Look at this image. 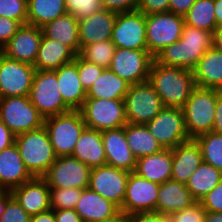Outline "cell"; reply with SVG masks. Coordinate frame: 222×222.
I'll use <instances>...</instances> for the list:
<instances>
[{"label": "cell", "mask_w": 222, "mask_h": 222, "mask_svg": "<svg viewBox=\"0 0 222 222\" xmlns=\"http://www.w3.org/2000/svg\"><path fill=\"white\" fill-rule=\"evenodd\" d=\"M214 33L184 25L182 36L162 49L154 60L161 65L193 70L202 56L213 48Z\"/></svg>", "instance_id": "obj_1"}, {"label": "cell", "mask_w": 222, "mask_h": 222, "mask_svg": "<svg viewBox=\"0 0 222 222\" xmlns=\"http://www.w3.org/2000/svg\"><path fill=\"white\" fill-rule=\"evenodd\" d=\"M148 81L164 107L182 108L196 87L192 70L164 66L155 60L152 61Z\"/></svg>", "instance_id": "obj_2"}, {"label": "cell", "mask_w": 222, "mask_h": 222, "mask_svg": "<svg viewBox=\"0 0 222 222\" xmlns=\"http://www.w3.org/2000/svg\"><path fill=\"white\" fill-rule=\"evenodd\" d=\"M15 144L33 177H42L58 157L44 126L15 136Z\"/></svg>", "instance_id": "obj_3"}, {"label": "cell", "mask_w": 222, "mask_h": 222, "mask_svg": "<svg viewBox=\"0 0 222 222\" xmlns=\"http://www.w3.org/2000/svg\"><path fill=\"white\" fill-rule=\"evenodd\" d=\"M217 104V89L196 86L182 107L190 139L211 132Z\"/></svg>", "instance_id": "obj_4"}, {"label": "cell", "mask_w": 222, "mask_h": 222, "mask_svg": "<svg viewBox=\"0 0 222 222\" xmlns=\"http://www.w3.org/2000/svg\"><path fill=\"white\" fill-rule=\"evenodd\" d=\"M44 127L55 153L60 156H71L75 145L87 127L79 110L50 116L44 119Z\"/></svg>", "instance_id": "obj_5"}, {"label": "cell", "mask_w": 222, "mask_h": 222, "mask_svg": "<svg viewBox=\"0 0 222 222\" xmlns=\"http://www.w3.org/2000/svg\"><path fill=\"white\" fill-rule=\"evenodd\" d=\"M29 99L44 118L71 111L63 101L53 70H36Z\"/></svg>", "instance_id": "obj_6"}, {"label": "cell", "mask_w": 222, "mask_h": 222, "mask_svg": "<svg viewBox=\"0 0 222 222\" xmlns=\"http://www.w3.org/2000/svg\"><path fill=\"white\" fill-rule=\"evenodd\" d=\"M44 119L29 96L0 98V120L15 136L41 128Z\"/></svg>", "instance_id": "obj_7"}, {"label": "cell", "mask_w": 222, "mask_h": 222, "mask_svg": "<svg viewBox=\"0 0 222 222\" xmlns=\"http://www.w3.org/2000/svg\"><path fill=\"white\" fill-rule=\"evenodd\" d=\"M185 25L184 16L168 12L146 15V42L155 57L166 46L177 42Z\"/></svg>", "instance_id": "obj_8"}, {"label": "cell", "mask_w": 222, "mask_h": 222, "mask_svg": "<svg viewBox=\"0 0 222 222\" xmlns=\"http://www.w3.org/2000/svg\"><path fill=\"white\" fill-rule=\"evenodd\" d=\"M79 111L86 126L97 131L127 124L124 100L86 98Z\"/></svg>", "instance_id": "obj_9"}, {"label": "cell", "mask_w": 222, "mask_h": 222, "mask_svg": "<svg viewBox=\"0 0 222 222\" xmlns=\"http://www.w3.org/2000/svg\"><path fill=\"white\" fill-rule=\"evenodd\" d=\"M127 123L146 124L164 108L149 81L132 84L124 97Z\"/></svg>", "instance_id": "obj_10"}, {"label": "cell", "mask_w": 222, "mask_h": 222, "mask_svg": "<svg viewBox=\"0 0 222 222\" xmlns=\"http://www.w3.org/2000/svg\"><path fill=\"white\" fill-rule=\"evenodd\" d=\"M146 126L164 149L175 148L190 140L183 110L179 107H164Z\"/></svg>", "instance_id": "obj_11"}, {"label": "cell", "mask_w": 222, "mask_h": 222, "mask_svg": "<svg viewBox=\"0 0 222 222\" xmlns=\"http://www.w3.org/2000/svg\"><path fill=\"white\" fill-rule=\"evenodd\" d=\"M91 168L72 156H60L42 176L50 188H81L89 186Z\"/></svg>", "instance_id": "obj_12"}, {"label": "cell", "mask_w": 222, "mask_h": 222, "mask_svg": "<svg viewBox=\"0 0 222 222\" xmlns=\"http://www.w3.org/2000/svg\"><path fill=\"white\" fill-rule=\"evenodd\" d=\"M160 184L130 172L120 211L127 217L137 213L156 212Z\"/></svg>", "instance_id": "obj_13"}, {"label": "cell", "mask_w": 222, "mask_h": 222, "mask_svg": "<svg viewBox=\"0 0 222 222\" xmlns=\"http://www.w3.org/2000/svg\"><path fill=\"white\" fill-rule=\"evenodd\" d=\"M36 69L0 52V98L29 96Z\"/></svg>", "instance_id": "obj_14"}, {"label": "cell", "mask_w": 222, "mask_h": 222, "mask_svg": "<svg viewBox=\"0 0 222 222\" xmlns=\"http://www.w3.org/2000/svg\"><path fill=\"white\" fill-rule=\"evenodd\" d=\"M154 57L148 50L116 48L109 69L128 83L148 81Z\"/></svg>", "instance_id": "obj_15"}, {"label": "cell", "mask_w": 222, "mask_h": 222, "mask_svg": "<svg viewBox=\"0 0 222 222\" xmlns=\"http://www.w3.org/2000/svg\"><path fill=\"white\" fill-rule=\"evenodd\" d=\"M111 41L116 48L148 50L146 42V15L138 10L117 13Z\"/></svg>", "instance_id": "obj_16"}, {"label": "cell", "mask_w": 222, "mask_h": 222, "mask_svg": "<svg viewBox=\"0 0 222 222\" xmlns=\"http://www.w3.org/2000/svg\"><path fill=\"white\" fill-rule=\"evenodd\" d=\"M129 174L109 165L91 168L88 188L121 208Z\"/></svg>", "instance_id": "obj_17"}, {"label": "cell", "mask_w": 222, "mask_h": 222, "mask_svg": "<svg viewBox=\"0 0 222 222\" xmlns=\"http://www.w3.org/2000/svg\"><path fill=\"white\" fill-rule=\"evenodd\" d=\"M42 29L22 25L0 52L10 59L34 65L42 39Z\"/></svg>", "instance_id": "obj_18"}, {"label": "cell", "mask_w": 222, "mask_h": 222, "mask_svg": "<svg viewBox=\"0 0 222 222\" xmlns=\"http://www.w3.org/2000/svg\"><path fill=\"white\" fill-rule=\"evenodd\" d=\"M101 136L106 154V165L128 172L135 171L137 159L128 146L125 126L101 131Z\"/></svg>", "instance_id": "obj_19"}, {"label": "cell", "mask_w": 222, "mask_h": 222, "mask_svg": "<svg viewBox=\"0 0 222 222\" xmlns=\"http://www.w3.org/2000/svg\"><path fill=\"white\" fill-rule=\"evenodd\" d=\"M117 19V13L102 9L78 21L80 50L88 45L110 40Z\"/></svg>", "instance_id": "obj_20"}, {"label": "cell", "mask_w": 222, "mask_h": 222, "mask_svg": "<svg viewBox=\"0 0 222 222\" xmlns=\"http://www.w3.org/2000/svg\"><path fill=\"white\" fill-rule=\"evenodd\" d=\"M13 197L30 215L48 211L50 208V187L42 177H33L12 191Z\"/></svg>", "instance_id": "obj_21"}, {"label": "cell", "mask_w": 222, "mask_h": 222, "mask_svg": "<svg viewBox=\"0 0 222 222\" xmlns=\"http://www.w3.org/2000/svg\"><path fill=\"white\" fill-rule=\"evenodd\" d=\"M32 178L15 143L0 151V188L3 191H12Z\"/></svg>", "instance_id": "obj_22"}, {"label": "cell", "mask_w": 222, "mask_h": 222, "mask_svg": "<svg viewBox=\"0 0 222 222\" xmlns=\"http://www.w3.org/2000/svg\"><path fill=\"white\" fill-rule=\"evenodd\" d=\"M202 162V151L195 139L178 144L172 148L171 179L186 185Z\"/></svg>", "instance_id": "obj_23"}, {"label": "cell", "mask_w": 222, "mask_h": 222, "mask_svg": "<svg viewBox=\"0 0 222 222\" xmlns=\"http://www.w3.org/2000/svg\"><path fill=\"white\" fill-rule=\"evenodd\" d=\"M75 211L83 222H96L116 216L120 212V208L87 188L82 190Z\"/></svg>", "instance_id": "obj_24"}, {"label": "cell", "mask_w": 222, "mask_h": 222, "mask_svg": "<svg viewBox=\"0 0 222 222\" xmlns=\"http://www.w3.org/2000/svg\"><path fill=\"white\" fill-rule=\"evenodd\" d=\"M53 71L56 73L64 103L71 110H79L86 99L87 91L79 79L77 63L72 61Z\"/></svg>", "instance_id": "obj_25"}, {"label": "cell", "mask_w": 222, "mask_h": 222, "mask_svg": "<svg viewBox=\"0 0 222 222\" xmlns=\"http://www.w3.org/2000/svg\"><path fill=\"white\" fill-rule=\"evenodd\" d=\"M71 156L90 168L106 165V154L101 131L86 127L79 137Z\"/></svg>", "instance_id": "obj_26"}, {"label": "cell", "mask_w": 222, "mask_h": 222, "mask_svg": "<svg viewBox=\"0 0 222 222\" xmlns=\"http://www.w3.org/2000/svg\"><path fill=\"white\" fill-rule=\"evenodd\" d=\"M156 212L169 215L189 207L195 200L187 186L175 180H167L160 184Z\"/></svg>", "instance_id": "obj_27"}, {"label": "cell", "mask_w": 222, "mask_h": 222, "mask_svg": "<svg viewBox=\"0 0 222 222\" xmlns=\"http://www.w3.org/2000/svg\"><path fill=\"white\" fill-rule=\"evenodd\" d=\"M76 55L69 46L42 35L33 66L36 70H56L62 65L74 61Z\"/></svg>", "instance_id": "obj_28"}, {"label": "cell", "mask_w": 222, "mask_h": 222, "mask_svg": "<svg viewBox=\"0 0 222 222\" xmlns=\"http://www.w3.org/2000/svg\"><path fill=\"white\" fill-rule=\"evenodd\" d=\"M134 172L158 184L170 180L172 175V149H163L159 153L138 158Z\"/></svg>", "instance_id": "obj_29"}, {"label": "cell", "mask_w": 222, "mask_h": 222, "mask_svg": "<svg viewBox=\"0 0 222 222\" xmlns=\"http://www.w3.org/2000/svg\"><path fill=\"white\" fill-rule=\"evenodd\" d=\"M192 72L196 86L222 91V53L214 47L208 49Z\"/></svg>", "instance_id": "obj_30"}, {"label": "cell", "mask_w": 222, "mask_h": 222, "mask_svg": "<svg viewBox=\"0 0 222 222\" xmlns=\"http://www.w3.org/2000/svg\"><path fill=\"white\" fill-rule=\"evenodd\" d=\"M43 35L69 46L76 54L80 52L78 20L70 13L56 18L42 28Z\"/></svg>", "instance_id": "obj_31"}, {"label": "cell", "mask_w": 222, "mask_h": 222, "mask_svg": "<svg viewBox=\"0 0 222 222\" xmlns=\"http://www.w3.org/2000/svg\"><path fill=\"white\" fill-rule=\"evenodd\" d=\"M130 85L110 69H104L87 90L86 98L124 100Z\"/></svg>", "instance_id": "obj_32"}, {"label": "cell", "mask_w": 222, "mask_h": 222, "mask_svg": "<svg viewBox=\"0 0 222 222\" xmlns=\"http://www.w3.org/2000/svg\"><path fill=\"white\" fill-rule=\"evenodd\" d=\"M125 137L136 159L161 152L163 146L150 133L146 124L127 123Z\"/></svg>", "instance_id": "obj_33"}, {"label": "cell", "mask_w": 222, "mask_h": 222, "mask_svg": "<svg viewBox=\"0 0 222 222\" xmlns=\"http://www.w3.org/2000/svg\"><path fill=\"white\" fill-rule=\"evenodd\" d=\"M65 0H27V24L42 28L65 15Z\"/></svg>", "instance_id": "obj_34"}, {"label": "cell", "mask_w": 222, "mask_h": 222, "mask_svg": "<svg viewBox=\"0 0 222 222\" xmlns=\"http://www.w3.org/2000/svg\"><path fill=\"white\" fill-rule=\"evenodd\" d=\"M222 179V172L214 166L202 162L190 176L187 189L195 201H200Z\"/></svg>", "instance_id": "obj_35"}, {"label": "cell", "mask_w": 222, "mask_h": 222, "mask_svg": "<svg viewBox=\"0 0 222 222\" xmlns=\"http://www.w3.org/2000/svg\"><path fill=\"white\" fill-rule=\"evenodd\" d=\"M214 0H196L184 15L185 24L208 32L217 29Z\"/></svg>", "instance_id": "obj_36"}, {"label": "cell", "mask_w": 222, "mask_h": 222, "mask_svg": "<svg viewBox=\"0 0 222 222\" xmlns=\"http://www.w3.org/2000/svg\"><path fill=\"white\" fill-rule=\"evenodd\" d=\"M202 151L203 162L222 172V134L203 133L195 138Z\"/></svg>", "instance_id": "obj_37"}, {"label": "cell", "mask_w": 222, "mask_h": 222, "mask_svg": "<svg viewBox=\"0 0 222 222\" xmlns=\"http://www.w3.org/2000/svg\"><path fill=\"white\" fill-rule=\"evenodd\" d=\"M116 46L110 40H105L84 46L79 55L104 69H109Z\"/></svg>", "instance_id": "obj_38"}, {"label": "cell", "mask_w": 222, "mask_h": 222, "mask_svg": "<svg viewBox=\"0 0 222 222\" xmlns=\"http://www.w3.org/2000/svg\"><path fill=\"white\" fill-rule=\"evenodd\" d=\"M82 190L81 188H50V208L75 209Z\"/></svg>", "instance_id": "obj_39"}, {"label": "cell", "mask_w": 222, "mask_h": 222, "mask_svg": "<svg viewBox=\"0 0 222 222\" xmlns=\"http://www.w3.org/2000/svg\"><path fill=\"white\" fill-rule=\"evenodd\" d=\"M65 6L78 21L103 9L101 0H65Z\"/></svg>", "instance_id": "obj_40"}, {"label": "cell", "mask_w": 222, "mask_h": 222, "mask_svg": "<svg viewBox=\"0 0 222 222\" xmlns=\"http://www.w3.org/2000/svg\"><path fill=\"white\" fill-rule=\"evenodd\" d=\"M0 16L27 24V0H0Z\"/></svg>", "instance_id": "obj_41"}, {"label": "cell", "mask_w": 222, "mask_h": 222, "mask_svg": "<svg viewBox=\"0 0 222 222\" xmlns=\"http://www.w3.org/2000/svg\"><path fill=\"white\" fill-rule=\"evenodd\" d=\"M74 61L77 63L79 79L82 86L87 91L100 76L104 68L84 60L79 54L76 55Z\"/></svg>", "instance_id": "obj_42"}, {"label": "cell", "mask_w": 222, "mask_h": 222, "mask_svg": "<svg viewBox=\"0 0 222 222\" xmlns=\"http://www.w3.org/2000/svg\"><path fill=\"white\" fill-rule=\"evenodd\" d=\"M206 210L200 201H195L189 207L168 215L169 222H204Z\"/></svg>", "instance_id": "obj_43"}, {"label": "cell", "mask_w": 222, "mask_h": 222, "mask_svg": "<svg viewBox=\"0 0 222 222\" xmlns=\"http://www.w3.org/2000/svg\"><path fill=\"white\" fill-rule=\"evenodd\" d=\"M30 215L13 197L6 206L0 222H30Z\"/></svg>", "instance_id": "obj_44"}, {"label": "cell", "mask_w": 222, "mask_h": 222, "mask_svg": "<svg viewBox=\"0 0 222 222\" xmlns=\"http://www.w3.org/2000/svg\"><path fill=\"white\" fill-rule=\"evenodd\" d=\"M200 202L207 212H222V179Z\"/></svg>", "instance_id": "obj_45"}, {"label": "cell", "mask_w": 222, "mask_h": 222, "mask_svg": "<svg viewBox=\"0 0 222 222\" xmlns=\"http://www.w3.org/2000/svg\"><path fill=\"white\" fill-rule=\"evenodd\" d=\"M103 9L116 13L136 11L139 0H101Z\"/></svg>", "instance_id": "obj_46"}, {"label": "cell", "mask_w": 222, "mask_h": 222, "mask_svg": "<svg viewBox=\"0 0 222 222\" xmlns=\"http://www.w3.org/2000/svg\"><path fill=\"white\" fill-rule=\"evenodd\" d=\"M21 26L16 20L0 16V50Z\"/></svg>", "instance_id": "obj_47"}, {"label": "cell", "mask_w": 222, "mask_h": 222, "mask_svg": "<svg viewBox=\"0 0 222 222\" xmlns=\"http://www.w3.org/2000/svg\"><path fill=\"white\" fill-rule=\"evenodd\" d=\"M137 10L144 15L169 11V0H139Z\"/></svg>", "instance_id": "obj_48"}, {"label": "cell", "mask_w": 222, "mask_h": 222, "mask_svg": "<svg viewBox=\"0 0 222 222\" xmlns=\"http://www.w3.org/2000/svg\"><path fill=\"white\" fill-rule=\"evenodd\" d=\"M129 222H169L168 216L157 212L137 213L129 217Z\"/></svg>", "instance_id": "obj_49"}, {"label": "cell", "mask_w": 222, "mask_h": 222, "mask_svg": "<svg viewBox=\"0 0 222 222\" xmlns=\"http://www.w3.org/2000/svg\"><path fill=\"white\" fill-rule=\"evenodd\" d=\"M56 222H83L75 209L54 210Z\"/></svg>", "instance_id": "obj_50"}, {"label": "cell", "mask_w": 222, "mask_h": 222, "mask_svg": "<svg viewBox=\"0 0 222 222\" xmlns=\"http://www.w3.org/2000/svg\"><path fill=\"white\" fill-rule=\"evenodd\" d=\"M196 0H169V11L184 16Z\"/></svg>", "instance_id": "obj_51"}, {"label": "cell", "mask_w": 222, "mask_h": 222, "mask_svg": "<svg viewBox=\"0 0 222 222\" xmlns=\"http://www.w3.org/2000/svg\"><path fill=\"white\" fill-rule=\"evenodd\" d=\"M213 132L222 134V91L217 89V104L213 123Z\"/></svg>", "instance_id": "obj_52"}, {"label": "cell", "mask_w": 222, "mask_h": 222, "mask_svg": "<svg viewBox=\"0 0 222 222\" xmlns=\"http://www.w3.org/2000/svg\"><path fill=\"white\" fill-rule=\"evenodd\" d=\"M15 143V135L0 120V151Z\"/></svg>", "instance_id": "obj_53"}, {"label": "cell", "mask_w": 222, "mask_h": 222, "mask_svg": "<svg viewBox=\"0 0 222 222\" xmlns=\"http://www.w3.org/2000/svg\"><path fill=\"white\" fill-rule=\"evenodd\" d=\"M30 222H56L54 210L49 209L48 211L32 215Z\"/></svg>", "instance_id": "obj_54"}, {"label": "cell", "mask_w": 222, "mask_h": 222, "mask_svg": "<svg viewBox=\"0 0 222 222\" xmlns=\"http://www.w3.org/2000/svg\"><path fill=\"white\" fill-rule=\"evenodd\" d=\"M13 198L11 191H2L0 193V220L6 209L7 203Z\"/></svg>", "instance_id": "obj_55"}, {"label": "cell", "mask_w": 222, "mask_h": 222, "mask_svg": "<svg viewBox=\"0 0 222 222\" xmlns=\"http://www.w3.org/2000/svg\"><path fill=\"white\" fill-rule=\"evenodd\" d=\"M214 12L217 28L222 27V0H214Z\"/></svg>", "instance_id": "obj_56"}, {"label": "cell", "mask_w": 222, "mask_h": 222, "mask_svg": "<svg viewBox=\"0 0 222 222\" xmlns=\"http://www.w3.org/2000/svg\"><path fill=\"white\" fill-rule=\"evenodd\" d=\"M213 47L222 53V27H219L214 32Z\"/></svg>", "instance_id": "obj_57"}, {"label": "cell", "mask_w": 222, "mask_h": 222, "mask_svg": "<svg viewBox=\"0 0 222 222\" xmlns=\"http://www.w3.org/2000/svg\"><path fill=\"white\" fill-rule=\"evenodd\" d=\"M204 222H222V212H207Z\"/></svg>", "instance_id": "obj_58"}, {"label": "cell", "mask_w": 222, "mask_h": 222, "mask_svg": "<svg viewBox=\"0 0 222 222\" xmlns=\"http://www.w3.org/2000/svg\"><path fill=\"white\" fill-rule=\"evenodd\" d=\"M96 222H129V217H127L124 213L120 211L116 216L112 218Z\"/></svg>", "instance_id": "obj_59"}]
</instances>
